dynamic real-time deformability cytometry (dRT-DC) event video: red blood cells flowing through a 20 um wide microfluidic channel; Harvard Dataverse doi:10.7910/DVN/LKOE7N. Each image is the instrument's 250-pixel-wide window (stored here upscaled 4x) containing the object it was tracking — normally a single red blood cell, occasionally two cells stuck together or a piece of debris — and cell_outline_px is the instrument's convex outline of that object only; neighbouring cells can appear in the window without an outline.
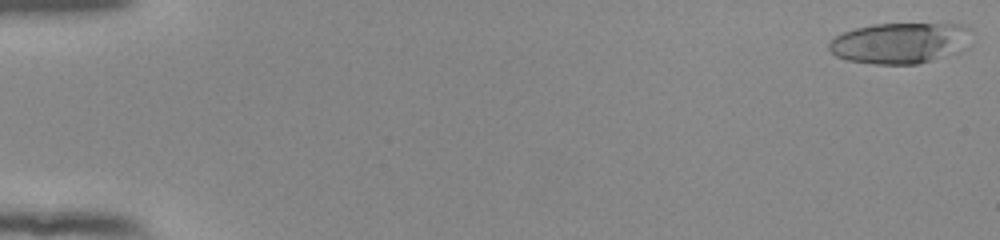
{"species": "human", "species_latin": "Homo sapiens", "temperature_condition": "room temperature", "stored_images_in_passage": 53, "camera_frame_rate_fps": 3000, "um_per_image_px": 0.085, "donor": {"sex": "female"}, "frame": {"image": 1, "passage_image": 1, "time_ms": 0.0, "image_size_px": [1000, 240], "cell_outline_px": [[972, 48], [960, 52], [932, 60], [916, 64], [872, 64], [848, 60], [836, 56], [828, 48], [828, 44], [836, 36], [844, 32], [856, 28], [876, 24], [964, 24], [972, 28]], "centroid_in_image_um": [76.64, 3.66], "position_along_channel_um": 8.4, "area_um2": 34.56}}
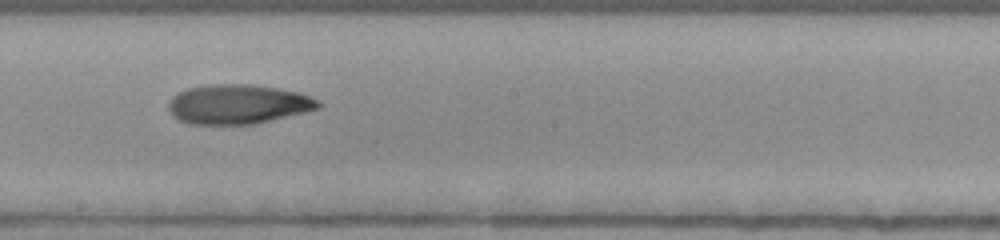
{"frame": {"image": 2, "passage_image": 31, "time_ms": 10.0, "image_size_px": [1000, 240], "cell_outline_px": [[320, 108], [304, 112], [252, 124], [188, 124], [172, 116], [168, 108], [168, 100], [172, 96], [188, 88], [212, 84], [252, 84], [300, 92], [320, 100]], "centroid_in_image_um": [20.21, 8.85], "position_along_channel_um": 228.0, "area_um2": 34.45}}
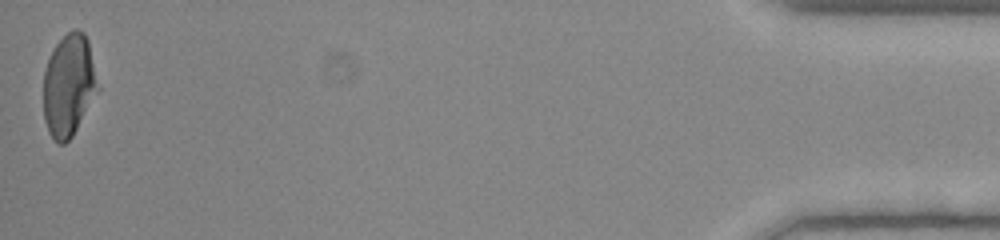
{"frame": {"image": 3, "passage_image": 53, "time_ms": 17.333, "image_size_px": [1000, 240], "cell_outline_px": [[100, 88], [72, 136], [64, 144], [60, 144], [48, 132], [44, 120], [44, 72], [48, 60], [56, 44], [72, 28], [76, 28], [84, 32], [88, 40]], "centroid_in_image_um": [5.86, 7.23], "position_along_channel_um": 429.3, "area_um2": 32.31}, "authors_computed_cell_mechanics": {"area_um2": 33.4662, "velocity_mm_per_s": 3.9221, "shape_relaxation_time_tau1_ms": 5.5584, "shape_relaxation_time_tau2_ms": 3.5675, "deformation_change_tau1": 0.1928, "deformation_change_tau2": 0.113}}